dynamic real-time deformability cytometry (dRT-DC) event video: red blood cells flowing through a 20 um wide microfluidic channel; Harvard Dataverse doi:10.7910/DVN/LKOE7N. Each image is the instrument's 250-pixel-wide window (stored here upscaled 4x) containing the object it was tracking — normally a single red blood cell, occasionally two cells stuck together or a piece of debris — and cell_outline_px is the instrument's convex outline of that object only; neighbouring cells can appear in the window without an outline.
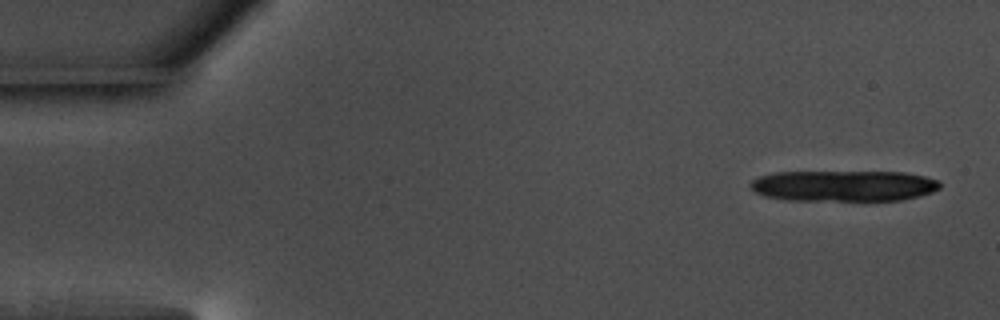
{"species": "common noctule bat (a hibernating species)", "species_latin": "Nyctalus noctula", "temperature_condition": "warm", "stored_images_in_passage": 19, "camera_frame_rate_fps": 3000, "um_per_image_px": 0.085, "animal": {"sex": "male", "body_mass_g": 17.5, "forearm_length_mm": 52.3}, "frame": {"image": 1, "passage_image": 1, "time_ms": 0.0, "image_size_px": [1000, 320], "cell_outline_px": [[940, 188], [932, 192], [920, 196], [904, 200], [788, 200], [764, 196], [756, 192], [748, 184], [752, 180], [760, 176], [776, 172], [904, 172], [924, 176], [940, 180]], "centroid_in_image_um": [71.74, 15.79], "position_along_channel_um": 13.3, "area_um2": 34.28}}
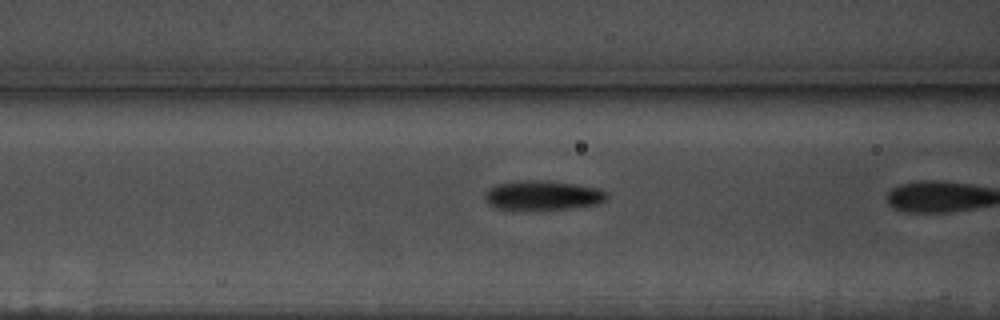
{"frame": {"image": 2, "passage_image": 18, "time_ms": 5.667, "image_size_px": [1000, 320], "cell_outline_px": [[608, 196], [600, 204], [536, 212], [508, 212], [496, 208], [488, 204], [484, 200], [484, 192], [488, 188], [496, 184], [524, 180], [544, 180], [600, 188], [608, 192]], "centroid_in_image_um": [46.04, 16.66], "position_along_channel_um": 120.6, "area_um2": 22.08}}